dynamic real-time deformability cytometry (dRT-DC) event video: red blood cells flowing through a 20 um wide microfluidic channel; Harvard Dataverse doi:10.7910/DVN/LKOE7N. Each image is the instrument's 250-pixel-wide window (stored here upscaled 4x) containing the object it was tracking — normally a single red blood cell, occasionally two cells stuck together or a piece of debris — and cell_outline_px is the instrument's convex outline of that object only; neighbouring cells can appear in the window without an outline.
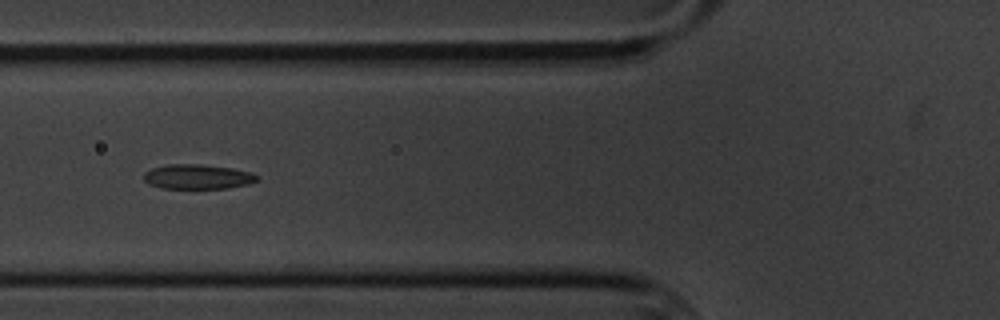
{"species": "common noctule bat (a hibernating species)", "species_latin": "Nyctalus noctula", "temperature_condition": "cold", "stored_images_in_passage": 12, "camera_frame_rate_fps": 3000, "um_per_image_px": 0.085, "animal": {"sex": "male", "body_mass_g": 20.1, "forearm_length_mm": 53.5}, "frame": {"image": 1, "passage_image": 5, "time_ms": 5.667, "image_size_px": [1000, 320], "cell_outline_px": [[260, 180], [248, 184], [228, 188], [160, 188], [148, 184], [144, 180], [144, 172], [152, 168], [164, 164], [200, 164], [232, 168], [252, 172], [260, 176]], "centroid_in_image_um": [16.81, 15.01], "position_along_channel_um": 109.0, "area_um2": 16.53}}
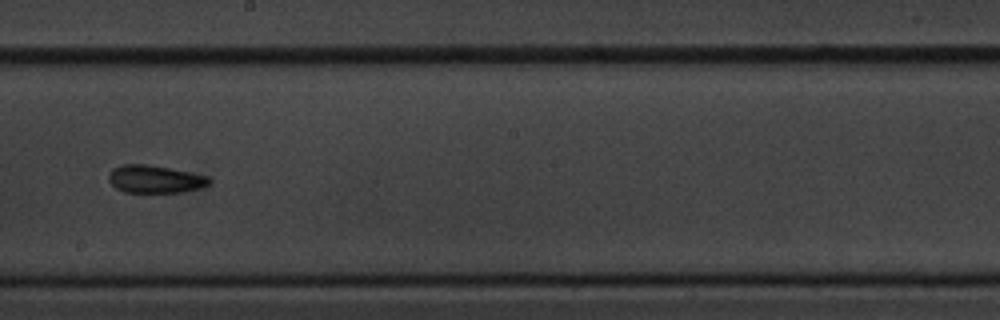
{"frame": {"image": 2, "passage_image": 8, "time_ms": 9.333, "image_size_px": [1000, 320], "cell_outline_px": [[212, 184], [200, 188], [180, 192], [124, 192], [116, 188], [108, 180], [108, 172], [112, 168], [120, 164], [144, 164], [168, 168], [208, 176], [212, 180]], "centroid_in_image_um": [13.15, 15.22], "position_along_channel_um": 235.0, "area_um2": 16.3}}
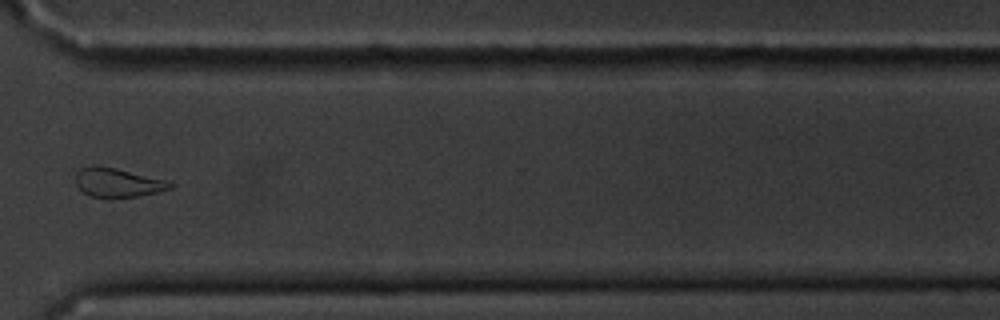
{"frame": {"image": 3, "passage_image": 11, "time_ms": 13.0, "image_size_px": [1000, 320], "cell_outline_px": [[172, 188], [140, 196], [112, 200], [92, 196], [84, 192], [76, 184], [76, 172], [80, 168], [92, 164], [96, 164], [116, 168], [168, 180], [172, 184]], "centroid_in_image_um": [9.98, 15.53], "position_along_channel_um": 360.6, "area_um2": 16.47}, "authors_computed_cell_mechanics": {"area_um2": 16.7331, "velocity_mm_per_s": 3.4259, "shape_relaxation_time_tau1_ms": 9.8426, "shape_relaxation_time_tau2_ms": 3.2306, "deformation_change_tau1": 0.1864, "deformation_change_tau2": 0.0732}}